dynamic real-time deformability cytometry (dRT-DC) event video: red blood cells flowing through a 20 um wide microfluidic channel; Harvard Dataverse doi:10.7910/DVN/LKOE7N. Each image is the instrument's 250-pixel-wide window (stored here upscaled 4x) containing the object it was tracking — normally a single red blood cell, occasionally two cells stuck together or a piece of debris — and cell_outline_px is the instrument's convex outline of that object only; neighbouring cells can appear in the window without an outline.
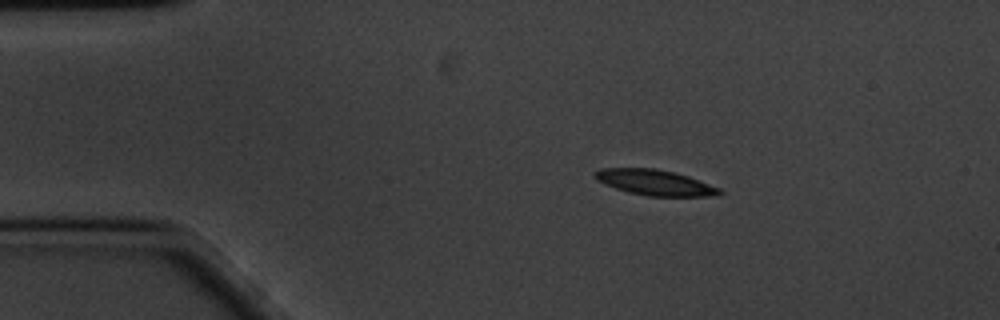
{"species": "common noctule bat (a hibernating species)", "species_latin": "Nyctalus noctula", "temperature_condition": "cold", "stored_images_in_passage": 7, "camera_frame_rate_fps": 3000, "um_per_image_px": 0.085, "animal": {"sex": "male", "body_mass_g": 20.1, "forearm_length_mm": 53.5}, "frame": {"image": 1, "passage_image": 1, "time_ms": 0.0, "image_size_px": [1000, 320], "cell_outline_px": [[724, 192], [720, 196], [648, 196], [628, 192], [604, 184], [596, 180], [592, 176], [592, 172], [600, 168], [656, 168], [688, 176], [720, 188]], "centroid_in_image_um": [55.64, 15.51], "position_along_channel_um": 29.4, "area_um2": 18.73}}